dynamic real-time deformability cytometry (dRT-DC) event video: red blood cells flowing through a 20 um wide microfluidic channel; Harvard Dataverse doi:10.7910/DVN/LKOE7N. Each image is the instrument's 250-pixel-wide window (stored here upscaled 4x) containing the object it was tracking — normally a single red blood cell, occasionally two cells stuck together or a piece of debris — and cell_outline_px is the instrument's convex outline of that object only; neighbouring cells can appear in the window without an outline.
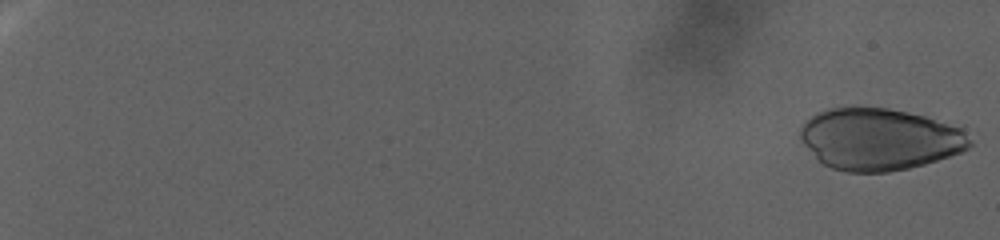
{"species": "human", "species_latin": "Homo sapiens", "temperature_condition": "warm", "stored_images_in_passage": 123, "camera_frame_rate_fps": 3000, "um_per_image_px": 0.085, "donor": {"sex": "female"}, "frame": {"image": 1, "passage_image": 2, "time_ms": 0.333, "image_size_px": [1000, 240], "cell_outline_px": [[972, 144], [964, 152], [924, 164], [908, 168], [888, 172], [848, 172], [832, 168], [824, 164], [800, 140], [800, 128], [816, 112], [828, 108], [888, 108], [908, 112], [924, 116], [960, 128], [972, 140]], "centroid_in_image_um": [74.77, 11.84], "position_along_channel_um": 10.2, "area_um2": 60.63}}
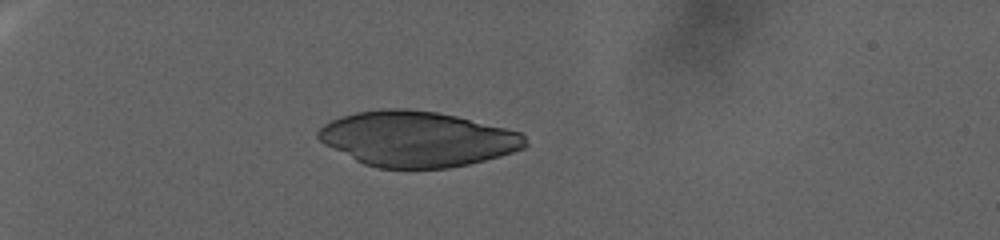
{"frame": {"image": 2, "passage_image": 44, "time_ms": 14.333, "image_size_px": [1000, 240], "cell_outline_px": [[528, 144], [524, 148], [500, 156], [468, 164], [448, 168], [380, 168], [364, 164], [324, 144], [316, 136], [316, 132], [324, 124], [340, 116], [356, 112], [380, 108], [408, 108], [436, 112], [456, 116], [520, 132], [524, 136]], "centroid_in_image_um": [35.43, 11.8], "position_along_channel_um": 49.6, "area_um2": 66.53}}